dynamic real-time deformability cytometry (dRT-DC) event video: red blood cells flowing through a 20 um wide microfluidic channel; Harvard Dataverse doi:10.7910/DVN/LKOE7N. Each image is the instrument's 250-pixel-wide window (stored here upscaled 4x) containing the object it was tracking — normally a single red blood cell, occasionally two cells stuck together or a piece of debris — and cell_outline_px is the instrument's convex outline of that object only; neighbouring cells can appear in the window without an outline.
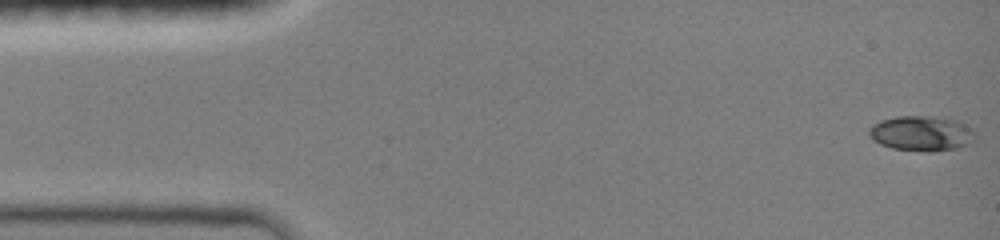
{"species": "common noctule bat (a hibernating species)", "species_latin": "Nyctalus noctula", "temperature_condition": "room temperature", "stored_images_in_passage": 59, "camera_frame_rate_fps": 3000, "um_per_image_px": 0.085, "animal": {"sex": "female", "body_mass_g": 19.0, "forearm_length_mm": 51.5}, "frame": {"image": 1, "passage_image": 1, "time_ms": 0.0, "image_size_px": [1000, 240], "cell_outline_px": [[976, 140], [972, 144], [956, 148], [892, 148], [880, 144], [872, 140], [868, 136], [868, 128], [872, 124], [880, 120], [896, 116], [928, 116], [956, 120], [972, 128], [976, 132]], "centroid_in_image_um": [78.32, 11.28], "position_along_channel_um": 6.7, "area_um2": 21.15}}
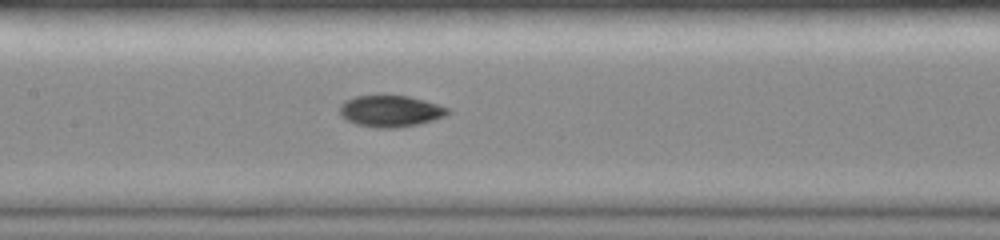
{"frame": {"image": 2, "passage_image": 36, "time_ms": 7.0, "image_size_px": [1000, 240], "cell_outline_px": [[448, 112], [444, 116], [432, 120], [416, 124], [396, 128], [376, 128], [356, 124], [348, 120], [340, 112], [340, 104], [344, 100], [356, 96], [408, 96], [424, 100], [448, 108]], "centroid_in_image_um": [33.16, 9.44], "position_along_channel_um": 174.2, "area_um2": 19.42}}
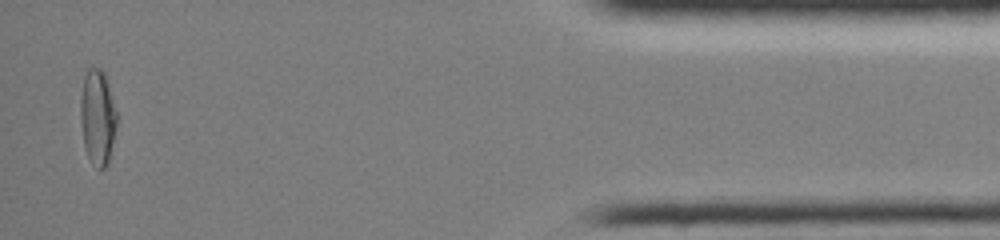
{"frame": {"image": 3, "passage_image": 57, "time_ms": 14.667, "image_size_px": [1000, 240], "cell_outline_px": [[116, 128], [108, 164], [104, 168], [100, 168], [88, 156], [84, 144], [80, 120], [80, 96], [84, 76], [88, 68], [100, 68], [104, 72], [108, 80], [116, 112]], "centroid_in_image_um": [8.29, 9.9], "position_along_channel_um": 426.9, "area_um2": 20.06}, "authors_computed_cell_mechanics": {"area_um2": 19.1896, "velocity_mm_per_s": 4.1281, "shape_relaxation_time_tau1_ms": 5.6933, "shape_relaxation_time_tau2_ms": 3.0176, "deformation_change_tau1": 0.1995, "deformation_change_tau2": 0.0459}}